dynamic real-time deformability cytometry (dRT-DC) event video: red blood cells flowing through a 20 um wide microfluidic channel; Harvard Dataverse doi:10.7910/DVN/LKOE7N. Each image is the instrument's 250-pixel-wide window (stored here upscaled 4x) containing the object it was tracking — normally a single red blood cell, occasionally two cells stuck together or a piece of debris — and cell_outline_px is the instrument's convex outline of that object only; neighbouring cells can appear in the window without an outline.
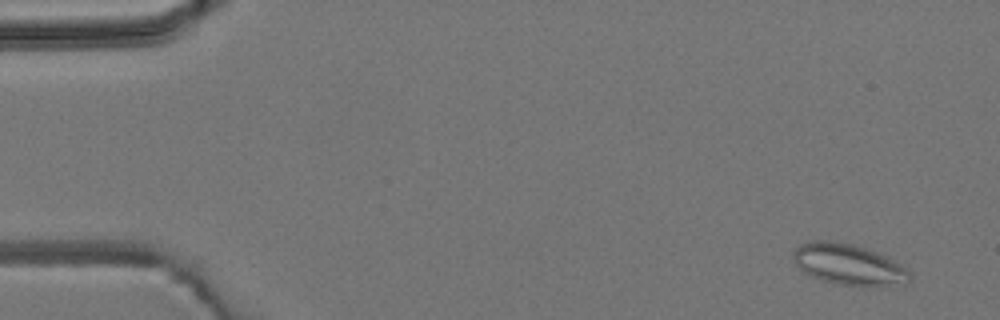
{"species": "common noctule bat (a hibernating species)", "species_latin": "Nyctalus noctula", "temperature_condition": "room temperature", "stored_images_in_passage": 5, "camera_frame_rate_fps": 3000, "um_per_image_px": 0.085, "animal": {"sex": "male", "body_mass_g": 19.2, "forearm_length_mm": 51.8}, "frame": {"image": 1, "passage_image": 1, "time_ms": 0.0, "image_size_px": [1000, 320], "cell_outline_px": [[912, 276], [908, 280], [880, 288], [840, 284], [824, 280], [812, 276], [804, 272], [792, 260], [792, 252], [800, 244], [808, 240], [828, 240], [852, 244], [876, 252], [900, 264]], "centroid_in_image_um": [72.07, 22.47], "position_along_channel_um": 12.9, "area_um2": 27.63}}
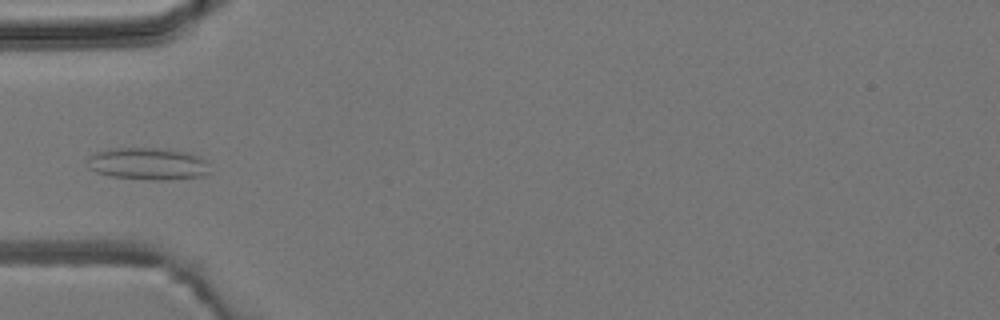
{"frame": {"image": 2, "passage_image": 5, "time_ms": 4.667, "image_size_px": [1000, 320], "cell_outline_px": [[208, 172], [200, 176], [164, 180], [156, 180], [108, 176], [96, 172], [88, 168], [84, 164], [88, 156], [96, 152], [108, 148], [156, 148], [184, 152], [200, 156], [204, 160]], "centroid_in_image_um": [12.44, 13.91], "position_along_channel_um": 72.6, "area_um2": 22.83}}